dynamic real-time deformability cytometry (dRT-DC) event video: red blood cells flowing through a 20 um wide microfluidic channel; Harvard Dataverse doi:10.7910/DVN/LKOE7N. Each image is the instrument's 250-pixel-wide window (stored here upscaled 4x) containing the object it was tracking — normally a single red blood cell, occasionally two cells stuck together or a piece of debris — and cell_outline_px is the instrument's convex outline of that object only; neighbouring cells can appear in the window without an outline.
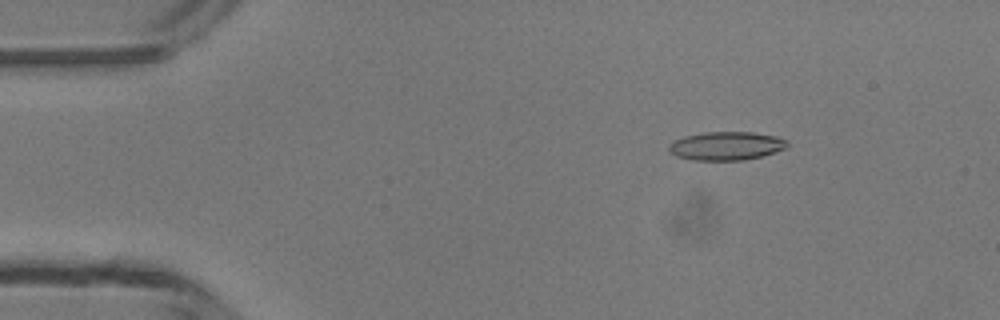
{"species": "common noctule bat (a hibernating species)", "species_latin": "Nyctalus noctula", "temperature_condition": "room temperature", "stored_images_in_passage": 49, "camera_frame_rate_fps": 3000, "um_per_image_px": 0.085, "animal": {"sex": "male", "body_mass_g": 13.3}, "frame": {"image": 1, "passage_image": 7, "time_ms": 2.0, "image_size_px": [1000, 320], "cell_outline_px": [[788, 144], [784, 148], [764, 156], [744, 160], [692, 160], [676, 156], [668, 148], [668, 144], [672, 140], [684, 136], [704, 132], [752, 132], [776, 136], [788, 140]], "centroid_in_image_um": [61.71, 12.4], "position_along_channel_um": 23.3, "area_um2": 19.77}}
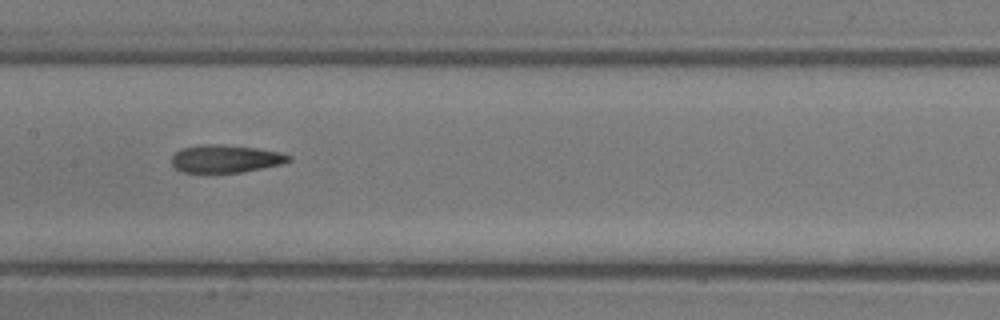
{"frame": {"image": 2, "passage_image": 24, "time_ms": 7.667, "image_size_px": [1000, 320], "cell_outline_px": [[292, 160], [284, 164], [240, 172], [180, 172], [172, 164], [172, 156], [180, 148], [200, 144], [216, 144], [256, 148], [280, 152], [292, 156]], "centroid_in_image_um": [19.18, 13.49], "position_along_channel_um": 188.2, "area_um2": 18.96}}
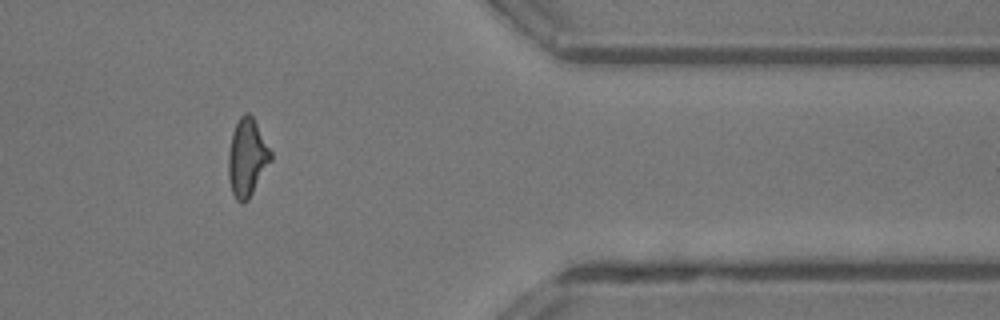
{"frame": {"image": 3, "passage_image": 40, "time_ms": 13.0, "image_size_px": [1000, 320], "cell_outline_px": [[272, 160], [248, 200], [244, 204], [240, 204], [236, 200], [232, 192], [228, 176], [228, 152], [232, 132], [240, 116], [244, 112], [248, 112], [252, 116], [272, 152]], "centroid_in_image_um": [21.0, 13.42], "position_along_channel_um": 390.4, "area_um2": 19.31}, "authors_computed_cell_mechanics": {"area_um2": 19.0162, "velocity_mm_per_s": 4.2235, "shape_relaxation_time_tau1_ms": 6.3626, "shape_relaxation_time_tau2_ms": 3.8067, "deformation_change_tau1": 0.2048, "deformation_change_tau2": 0.151}}